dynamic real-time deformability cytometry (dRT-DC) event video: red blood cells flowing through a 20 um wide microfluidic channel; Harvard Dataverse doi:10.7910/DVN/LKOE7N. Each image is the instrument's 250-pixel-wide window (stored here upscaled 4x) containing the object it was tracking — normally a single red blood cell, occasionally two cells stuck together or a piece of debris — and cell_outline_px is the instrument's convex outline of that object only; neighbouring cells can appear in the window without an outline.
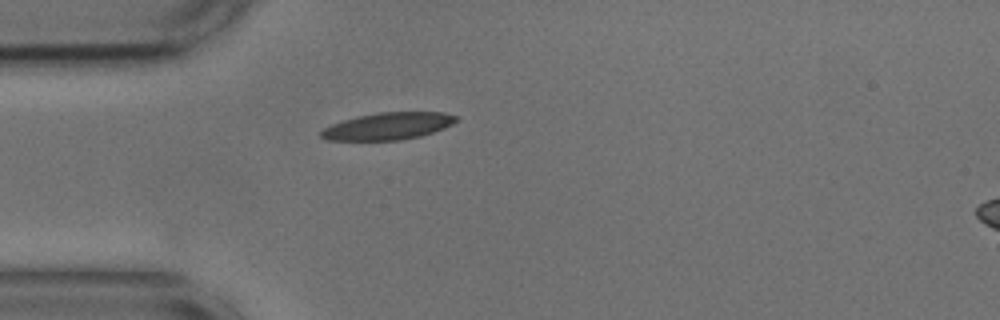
{"species": "common noctule bat (a hibernating species)", "species_latin": "Nyctalus noctula", "temperature_condition": "cold", "stored_images_in_passage": 29, "camera_frame_rate_fps": 3000, "um_per_image_px": 0.085, "animal": {"sex": "male", "body_mass_g": 17.9, "forearm_length_mm": 54.2}, "frame": {"image": 1, "passage_image": 1, "time_ms": 0.0, "image_size_px": [1000, 320], "cell_outline_px": [[460, 120], [444, 128], [420, 136], [400, 140], [328, 140], [320, 136], [320, 132], [324, 128], [332, 124], [356, 116], [376, 112], [444, 112], [456, 116]], "centroid_in_image_um": [33.0, 10.71], "position_along_channel_um": 52.0, "area_um2": 21.33}}